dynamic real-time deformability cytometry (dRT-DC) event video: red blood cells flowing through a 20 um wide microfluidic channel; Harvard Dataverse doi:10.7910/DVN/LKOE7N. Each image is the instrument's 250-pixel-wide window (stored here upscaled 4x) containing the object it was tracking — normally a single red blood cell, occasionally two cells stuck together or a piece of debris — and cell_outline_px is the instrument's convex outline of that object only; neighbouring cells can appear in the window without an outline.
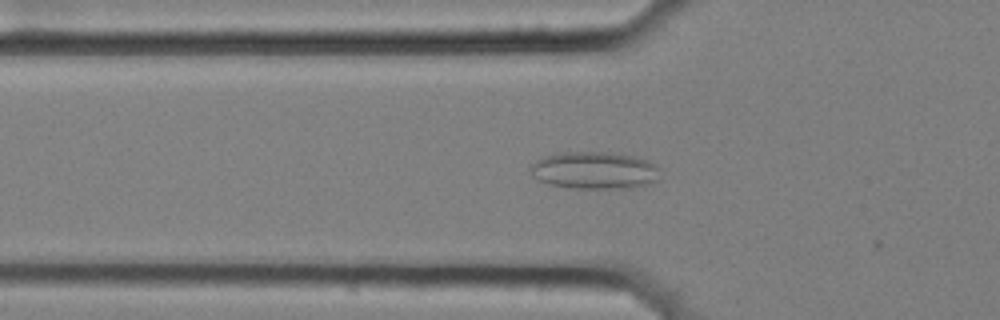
{"species": "common noctule bat (a hibernating species)", "species_latin": "Nyctalus noctula", "temperature_condition": "cold", "stored_images_in_passage": 41, "camera_frame_rate_fps": 3000, "um_per_image_px": 0.085, "animal": {"sex": "female", "body_mass_g": 25.1}, "frame": {"image": 1, "passage_image": 8, "time_ms": 2.333, "image_size_px": [1000, 320], "cell_outline_px": [[660, 168], [656, 180], [648, 184], [632, 188], [576, 188], [548, 184], [532, 176], [528, 168], [528, 164], [544, 156], [560, 152], [608, 152], [632, 156], [648, 160], [656, 164]], "centroid_in_image_um": [50.49, 14.47], "position_along_channel_um": 75.3, "area_um2": 28.38}}
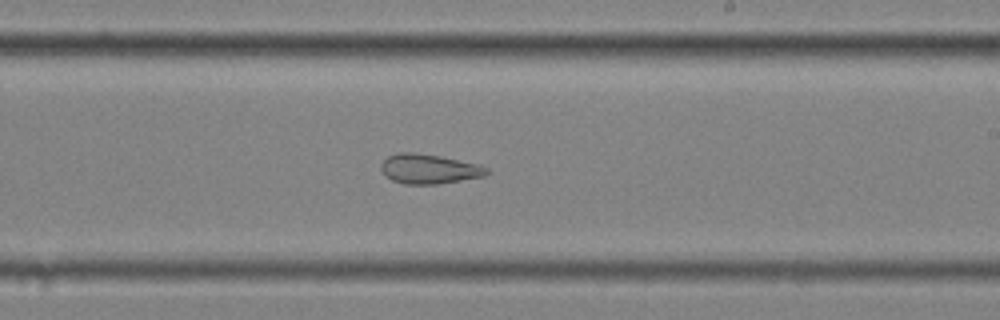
{"frame": {"image": 2, "passage_image": 23, "time_ms": 7.333, "image_size_px": [1000, 320], "cell_outline_px": [[492, 172], [484, 176], [436, 184], [404, 184], [392, 180], [384, 176], [380, 168], [380, 164], [388, 156], [400, 152], [416, 152], [440, 156], [476, 164], [488, 168]], "centroid_in_image_um": [36.43, 14.36], "position_along_channel_um": 252.6, "area_um2": 18.26}}
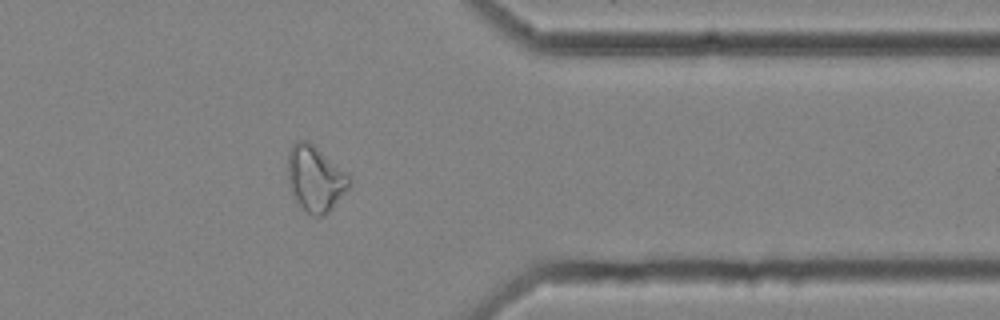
{"frame": {"image": 3, "passage_image": 35, "time_ms": 11.333, "image_size_px": [1000, 320], "cell_outline_px": [[352, 184], [332, 208], [324, 216], [312, 216], [292, 196], [288, 176], [288, 152], [292, 144], [296, 140], [308, 140], [348, 172], [352, 176]], "centroid_in_image_um": [26.83, 15.15], "position_along_channel_um": 384.6, "area_um2": 23.81}}